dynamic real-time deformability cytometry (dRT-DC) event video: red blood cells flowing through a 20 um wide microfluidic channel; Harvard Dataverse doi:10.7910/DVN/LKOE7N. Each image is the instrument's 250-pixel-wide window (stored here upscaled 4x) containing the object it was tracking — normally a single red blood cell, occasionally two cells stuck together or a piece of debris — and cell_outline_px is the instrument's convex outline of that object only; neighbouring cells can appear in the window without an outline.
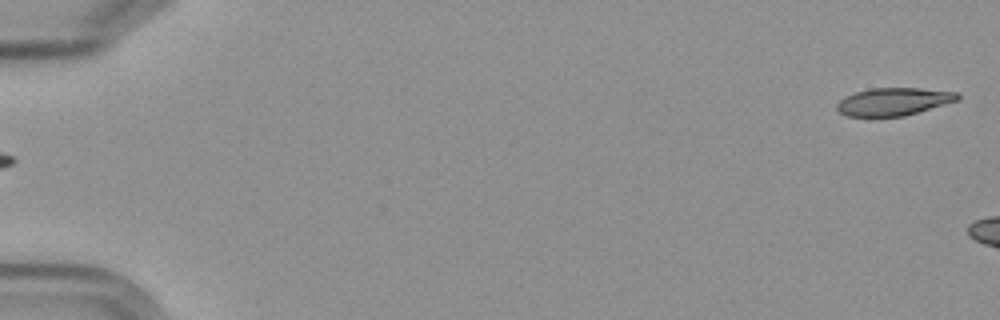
{"species": "Egyptian fruit bat (a non-hibernating species)", "species_latin": "Rousettus aegyptiacus", "temperature_condition": "cold", "stored_images_in_passage": 2, "camera_frame_rate_fps": 3000, "um_per_image_px": 0.085, "frame": {"image": 1, "passage_image": 1, "time_ms": 0.0, "image_size_px": [1000, 320], "cell_outline_px": [[960, 100], [904, 116], [848, 116], [840, 112], [836, 108], [836, 104], [844, 96], [856, 92], [872, 88], [920, 88], [956, 92], [960, 96]], "centroid_in_image_um": [75.96, 8.63], "position_along_channel_um": 9.0, "area_um2": 19.42}}